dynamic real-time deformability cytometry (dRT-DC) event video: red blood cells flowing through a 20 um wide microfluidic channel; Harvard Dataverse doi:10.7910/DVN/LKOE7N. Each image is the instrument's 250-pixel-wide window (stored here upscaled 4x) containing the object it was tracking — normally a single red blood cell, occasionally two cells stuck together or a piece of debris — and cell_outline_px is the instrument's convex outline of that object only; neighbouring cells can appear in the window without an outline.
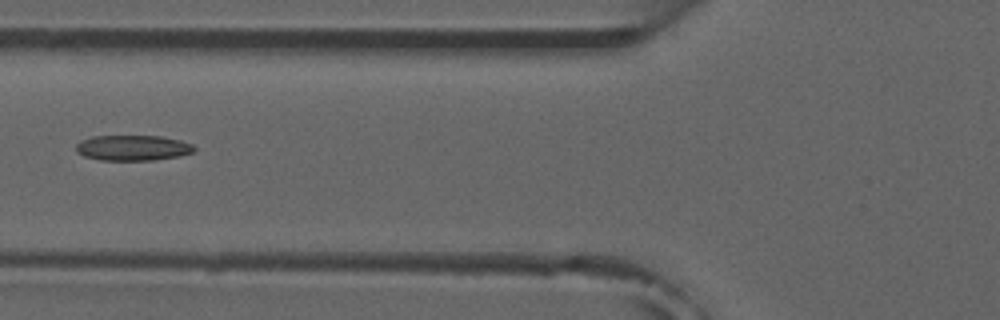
{"species": "common noctule bat (a hibernating species)", "species_latin": "Nyctalus noctula", "temperature_condition": "room temperature", "stored_images_in_passage": 6, "camera_frame_rate_fps": 3000, "um_per_image_px": 0.085, "animal": {"sex": "male", "forearm_length_mm": 52.5}, "frame": {"image": 1, "passage_image": 6, "time_ms": 6.0, "image_size_px": [1000, 320], "cell_outline_px": [[196, 148], [192, 152], [180, 156], [152, 160], [100, 160], [84, 156], [76, 152], [76, 144], [80, 140], [92, 136], [160, 136], [180, 140], [192, 144]], "centroid_in_image_um": [11.26, 12.56], "position_along_channel_um": 114.5, "area_um2": 17.57}}